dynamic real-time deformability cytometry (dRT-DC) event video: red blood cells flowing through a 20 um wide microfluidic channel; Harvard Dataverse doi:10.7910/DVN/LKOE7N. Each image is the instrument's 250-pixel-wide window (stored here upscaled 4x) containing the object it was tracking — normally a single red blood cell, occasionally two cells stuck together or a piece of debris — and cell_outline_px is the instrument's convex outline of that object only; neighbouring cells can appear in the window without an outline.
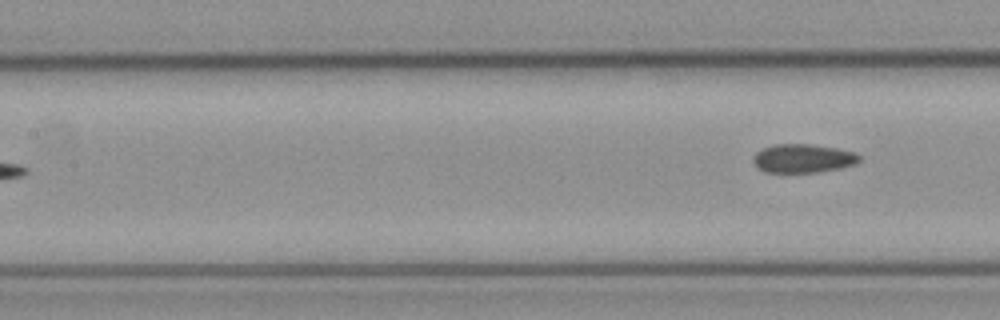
{"species": "common noctule bat (a hibernating species)", "species_latin": "Nyctalus noctula", "temperature_condition": "cold", "stored_images_in_passage": 8, "segment_of_instrument_passage": [2, 2], "camera_frame_rate_fps": 3000, "um_per_image_px": 0.085, "animal": {"sex": "female", "body_mass_g": 21.9}, "frame": {"image": 1, "passage_image": 8, "time_ms": 2.333, "image_size_px": [1000, 320], "cell_outline_px": [[860, 160], [856, 164], [840, 168], [820, 172], [764, 172], [756, 168], [752, 160], [752, 156], [756, 152], [764, 148], [776, 144], [808, 144], [836, 148], [856, 152], [860, 156]], "centroid_in_image_um": [68.24, 13.47], "position_along_channel_um": 139.2, "area_um2": 17.86}}